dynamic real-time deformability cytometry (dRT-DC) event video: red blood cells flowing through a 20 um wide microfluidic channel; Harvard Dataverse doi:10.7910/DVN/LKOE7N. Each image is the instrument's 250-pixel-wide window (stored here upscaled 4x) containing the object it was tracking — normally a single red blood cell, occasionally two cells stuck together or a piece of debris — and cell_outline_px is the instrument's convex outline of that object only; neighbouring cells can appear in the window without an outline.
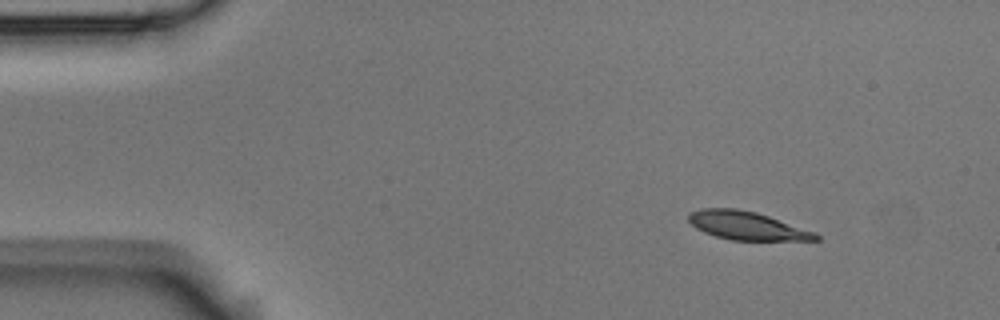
{"species": "Egyptian fruit bat (a non-hibernating species)", "species_latin": "Rousettus aegyptiacus", "temperature_condition": "room temperature", "stored_images_in_passage": 4, "segment_of_instrument_passage": [1, 2], "camera_frame_rate_fps": 3000, "um_per_image_px": 0.085, "animal": {"sex": "male"}, "frame": {"image": 1, "passage_image": 1, "time_ms": 0.0, "image_size_px": [1000, 320], "cell_outline_px": [[820, 240], [732, 240], [716, 236], [704, 232], [696, 228], [688, 220], [688, 212], [700, 208], [736, 208], [756, 212], [816, 232], [820, 236]], "centroid_in_image_um": [63.47, 19.17], "position_along_channel_um": 21.5, "area_um2": 20.98}}
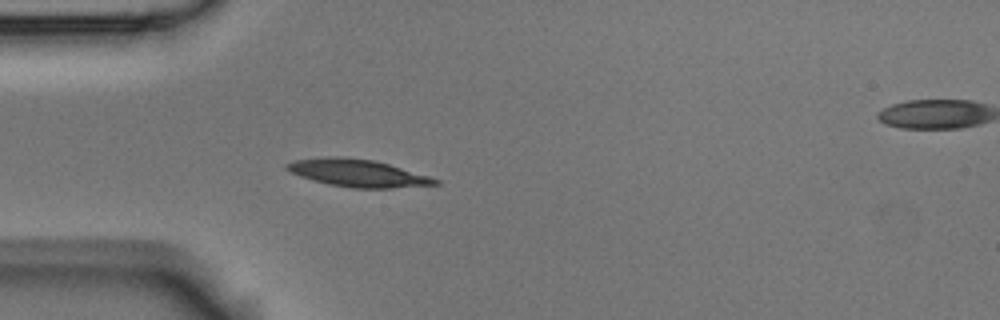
{"frame": {"image": 2, "passage_image": 3, "time_ms": 0.667, "image_size_px": [1000, 320], "cell_outline_px": [[440, 184], [392, 188], [352, 188], [328, 184], [312, 180], [300, 176], [284, 168], [284, 164], [296, 160], [324, 156], [340, 156], [372, 160], [388, 164], [428, 176], [440, 180]], "centroid_in_image_um": [30.37, 14.71], "position_along_channel_um": 54.6, "area_um2": 23.58}}